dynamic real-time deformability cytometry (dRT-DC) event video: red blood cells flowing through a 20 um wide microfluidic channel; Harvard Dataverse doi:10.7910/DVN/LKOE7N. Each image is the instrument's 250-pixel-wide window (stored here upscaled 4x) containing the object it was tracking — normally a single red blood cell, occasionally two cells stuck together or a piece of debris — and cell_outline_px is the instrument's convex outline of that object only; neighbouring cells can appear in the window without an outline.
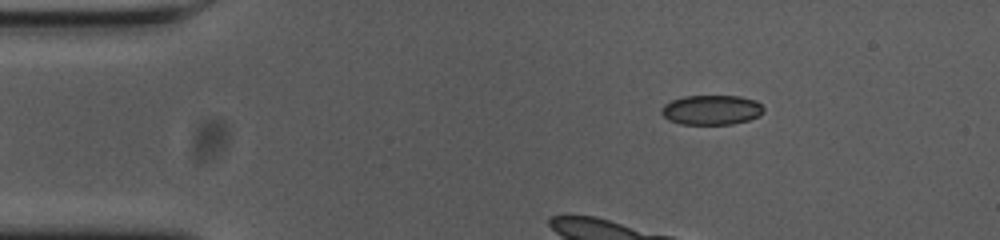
{"species": "common noctule bat (a hibernating species)", "species_latin": "Nyctalus noctula", "temperature_condition": "cold", "stored_images_in_passage": 35, "camera_frame_rate_fps": 3000, "um_per_image_px": 0.085, "animal": {"sex": "female", "body_mass_g": 23.0, "forearm_length_mm": 53.4}, "frame": {"image": 1, "passage_image": 1, "time_ms": 0.0, "image_size_px": [1000, 240], "cell_outline_px": [[764, 112], [760, 116], [748, 120], [732, 124], [680, 124], [668, 120], [660, 112], [664, 104], [672, 100], [684, 96], [740, 96], [756, 100], [764, 108]], "centroid_in_image_um": [60.49, 9.34], "position_along_channel_um": 24.5, "area_um2": 17.8}}
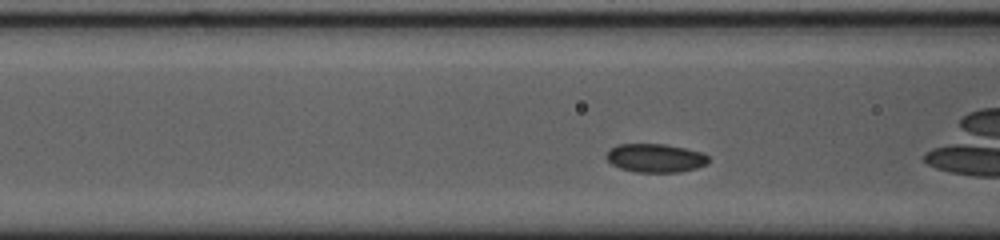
{"frame": {"image": 2, "passage_image": 11, "time_ms": 3.333, "image_size_px": [1000, 240], "cell_outline_px": [[708, 164], [696, 168], [680, 172], [636, 172], [620, 168], [612, 164], [604, 156], [612, 148], [620, 144], [664, 144], [704, 152], [708, 156]], "centroid_in_image_um": [55.74, 13.43], "position_along_channel_um": 110.9, "area_um2": 16.99}, "authors_computed_cell_mechanics": {"area_um2": 17.34, "velocity_mm_per_s": 3.5686, "shape_relaxation_time_tau1_ms": null, "shape_relaxation_time_tau2_ms": 6.3272, "deformation_change_tau1": null, "deformation_change_tau2": 0.0725}}